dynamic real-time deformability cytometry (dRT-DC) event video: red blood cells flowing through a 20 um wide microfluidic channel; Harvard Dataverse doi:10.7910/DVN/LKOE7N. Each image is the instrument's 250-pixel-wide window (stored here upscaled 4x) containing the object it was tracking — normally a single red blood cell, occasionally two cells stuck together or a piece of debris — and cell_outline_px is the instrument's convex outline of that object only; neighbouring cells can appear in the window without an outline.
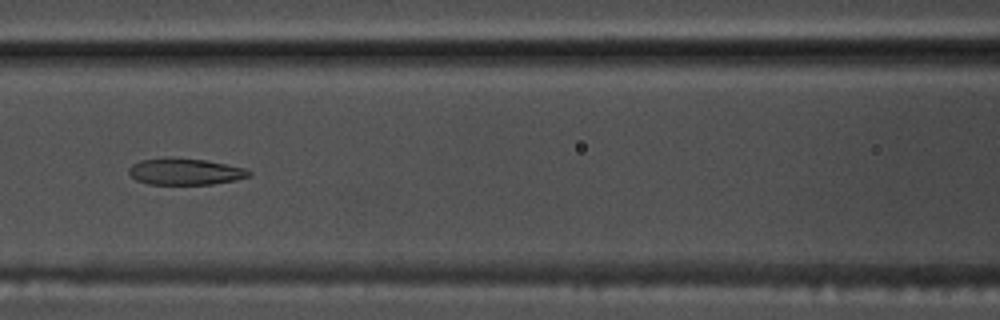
{"species": "common noctule bat (a hibernating species)", "species_latin": "Nyctalus noctula", "temperature_condition": "warm", "stored_images_in_passage": 55, "camera_frame_rate_fps": 3000, "um_per_image_px": 0.085, "animal": {"sex": "male", "body_mass_g": 17.5, "forearm_length_mm": 52.3}, "frame": {"image": 1, "passage_image": 25, "time_ms": 8.0, "image_size_px": [1000, 320], "cell_outline_px": [[252, 176], [236, 180], [212, 184], [148, 184], [136, 180], [128, 172], [128, 168], [132, 164], [140, 160], [164, 156], [168, 156], [208, 160], [244, 168], [252, 172]], "centroid_in_image_um": [15.72, 14.56], "position_along_channel_um": 150.9, "area_um2": 18.96}}
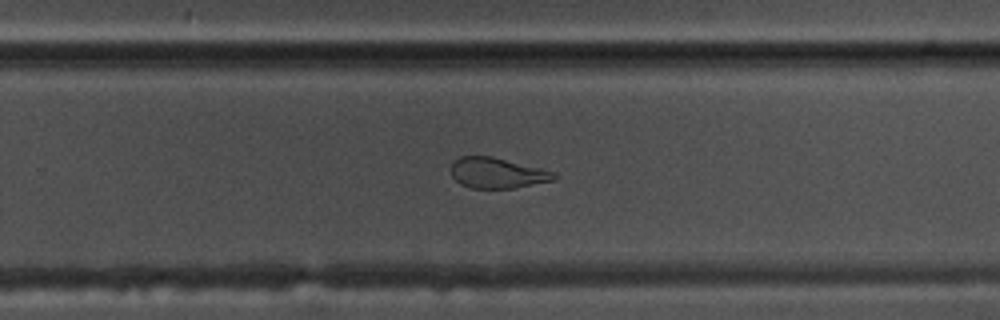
{"frame": {"image": 2, "passage_image": 36, "time_ms": 11.667, "image_size_px": [1000, 320], "cell_outline_px": [[560, 176], [552, 180], [516, 188], [472, 188], [460, 184], [452, 176], [452, 164], [460, 156], [492, 156], [556, 172]], "centroid_in_image_um": [42.29, 14.7], "position_along_channel_um": 287.5, "area_um2": 18.26}}
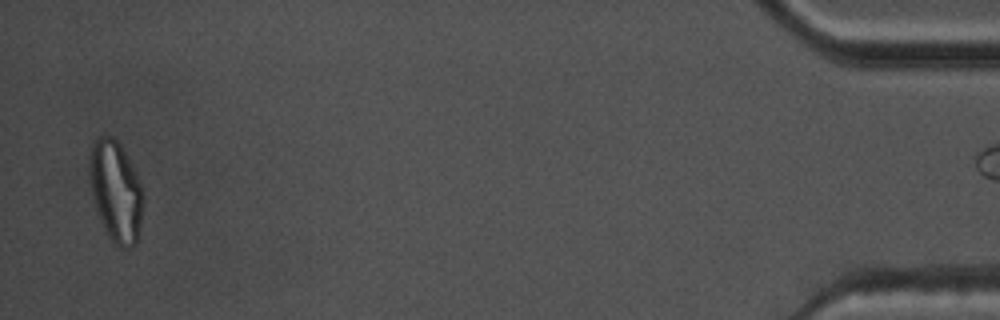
{"frame": {"image": 3, "passage_image": 54, "time_ms": 17.667, "image_size_px": [1000, 320], "cell_outline_px": [[144, 196], [140, 224], [136, 244], [132, 248], [120, 248], [108, 236], [104, 228], [96, 208], [92, 192], [88, 160], [88, 156], [92, 144], [96, 136], [112, 136], [120, 144], [144, 192]], "centroid_in_image_um": [9.83, 16.26], "position_along_channel_um": 425.4, "area_um2": 31.27}}